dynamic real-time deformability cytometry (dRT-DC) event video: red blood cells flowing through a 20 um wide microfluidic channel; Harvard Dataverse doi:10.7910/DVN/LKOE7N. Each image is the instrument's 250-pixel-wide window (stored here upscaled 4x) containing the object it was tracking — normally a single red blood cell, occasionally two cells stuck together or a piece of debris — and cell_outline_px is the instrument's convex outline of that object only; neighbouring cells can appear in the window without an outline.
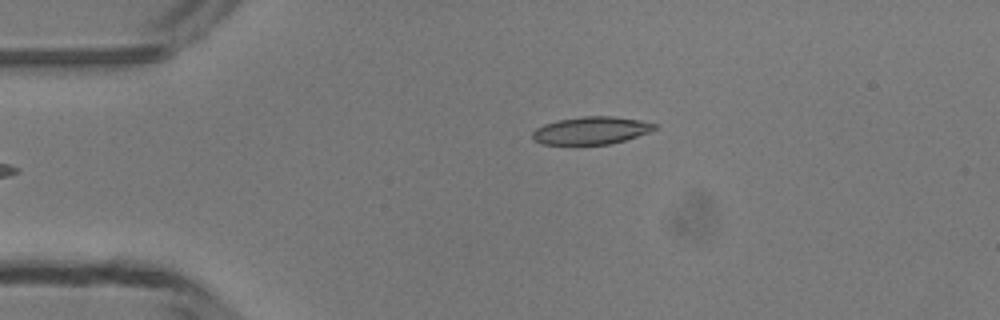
{"species": "common noctule bat (a hibernating species)", "species_latin": "Nyctalus noctula", "temperature_condition": "room temperature", "stored_images_in_passage": 40, "camera_frame_rate_fps": 3000, "um_per_image_px": 0.085, "animal": {"sex": "male", "body_mass_g": 13.3}, "frame": {"image": 1, "passage_image": 1, "time_ms": 0.0, "image_size_px": [1000, 320], "cell_outline_px": [[656, 128], [648, 132], [624, 140], [608, 144], [544, 144], [532, 140], [532, 132], [536, 128], [544, 124], [556, 120], [580, 116], [612, 116], [640, 120], [656, 124]], "centroid_in_image_um": [50.2, 11.08], "position_along_channel_um": 34.8, "area_um2": 19.54}}
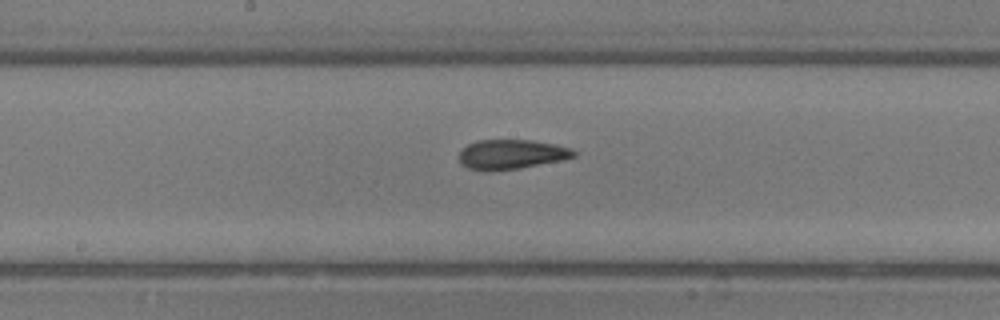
{"frame": {"image": 2, "passage_image": 16, "time_ms": 5.0, "image_size_px": [1000, 320], "cell_outline_px": [[576, 156], [564, 160], [520, 168], [488, 172], [468, 168], [460, 164], [460, 152], [468, 144], [476, 140], [532, 140], [572, 148], [576, 152]], "centroid_in_image_um": [43.47, 13.13], "position_along_channel_um": 204.7, "area_um2": 19.94}}
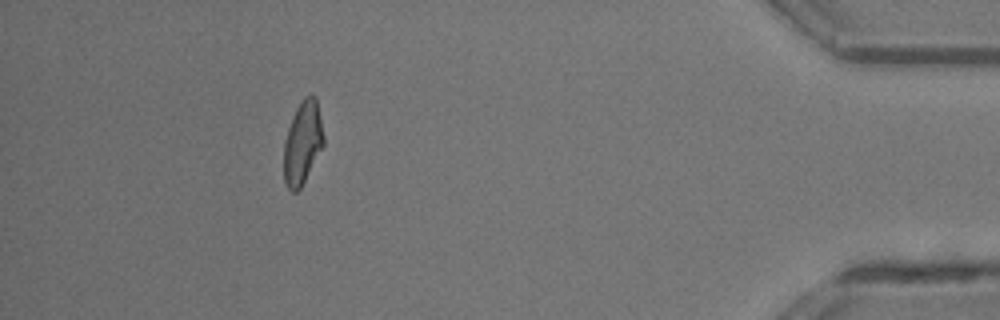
{"frame": {"image": 3, "passage_image": 35, "time_ms": 11.333, "image_size_px": [1000, 320], "cell_outline_px": [[324, 144], [300, 188], [296, 192], [292, 192], [284, 184], [284, 140], [292, 116], [296, 108], [304, 96], [316, 96], [324, 136]], "centroid_in_image_um": [25.71, 12.13], "position_along_channel_um": 409.5, "area_um2": 19.13}, "authors_computed_cell_mechanics": {"area_um2": 19.5942, "velocity_mm_per_s": 4.1816, "shape_relaxation_time_tau1_ms": 3.6599, "shape_relaxation_time_tau2_ms": 1.9741, "deformation_change_tau1": 0.1626, "deformation_change_tau2": 0.1036}}